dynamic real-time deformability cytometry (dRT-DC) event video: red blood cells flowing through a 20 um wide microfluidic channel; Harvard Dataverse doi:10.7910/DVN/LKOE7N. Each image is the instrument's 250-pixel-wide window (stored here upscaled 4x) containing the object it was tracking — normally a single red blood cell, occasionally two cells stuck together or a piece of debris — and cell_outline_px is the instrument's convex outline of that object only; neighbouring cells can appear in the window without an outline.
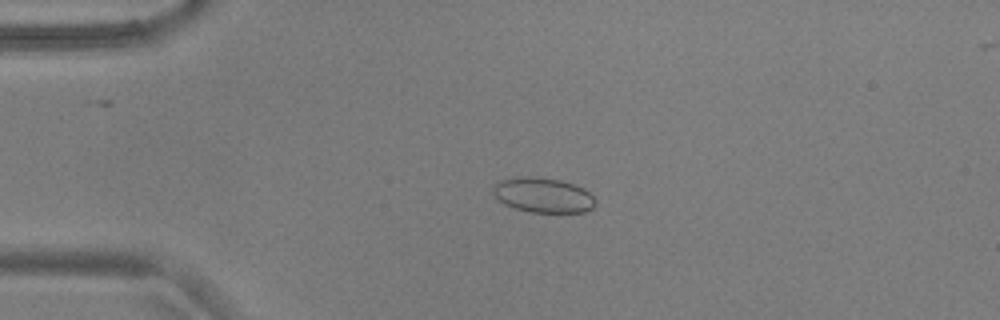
{"species": "common noctule bat (a hibernating species)", "species_latin": "Nyctalus noctula", "temperature_condition": "warm", "stored_images_in_passage": 56, "camera_frame_rate_fps": 3000, "um_per_image_px": 0.085, "animal": {"sex": "male", "body_mass_g": 17.9, "forearm_length_mm": 54.2}, "frame": {"image": 1, "passage_image": 14, "time_ms": 4.333, "image_size_px": [1000, 320], "cell_outline_px": [[596, 204], [592, 208], [584, 212], [528, 212], [504, 204], [492, 192], [492, 188], [500, 180], [520, 176], [560, 180], [584, 188], [596, 200]], "centroid_in_image_um": [46.17, 16.59], "position_along_channel_um": 38.8, "area_um2": 20.58}}
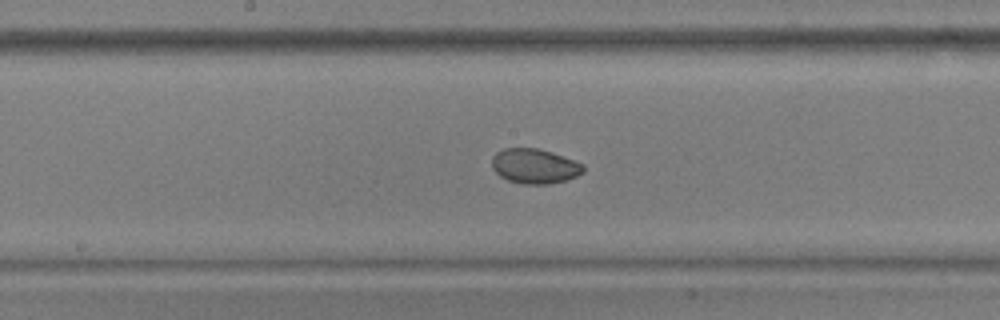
{"frame": {"image": 2, "passage_image": 30, "time_ms": 9.667, "image_size_px": [1000, 320], "cell_outline_px": [[584, 172], [576, 176], [564, 180], [548, 184], [524, 184], [508, 180], [500, 176], [492, 168], [492, 156], [496, 152], [504, 148], [536, 148], [552, 152], [584, 164]], "centroid_in_image_um": [45.43, 14.11], "position_along_channel_um": 202.8, "area_um2": 18.5}}
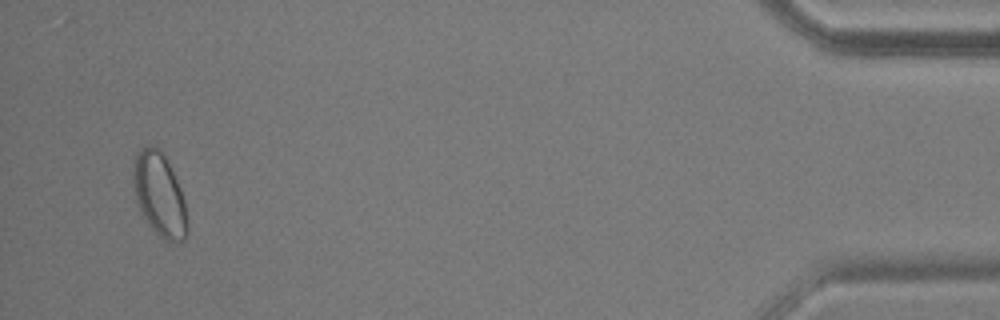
{"frame": {"image": 3, "passage_image": 54, "time_ms": 17.667, "image_size_px": [1000, 320], "cell_outline_px": [[188, 232], [184, 240], [164, 240], [148, 224], [136, 200], [132, 180], [132, 176], [136, 156], [140, 148], [144, 144], [152, 144], [160, 148], [180, 188], [184, 200], [188, 224]], "centroid_in_image_um": [13.54, 16.51], "position_along_channel_um": 421.7, "area_um2": 26.01}}